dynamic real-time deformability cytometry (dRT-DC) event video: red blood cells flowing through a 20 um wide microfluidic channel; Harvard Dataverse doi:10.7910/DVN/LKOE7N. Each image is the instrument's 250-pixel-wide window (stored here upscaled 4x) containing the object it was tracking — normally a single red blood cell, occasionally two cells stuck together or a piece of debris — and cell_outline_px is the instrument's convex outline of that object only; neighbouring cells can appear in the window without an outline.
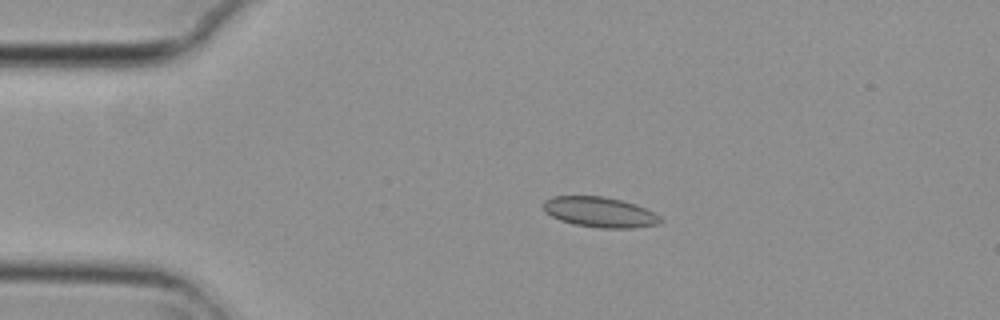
{"species": "common noctule bat (a hibernating species)", "species_latin": "Nyctalus noctula", "temperature_condition": "cold", "stored_images_in_passage": 4, "camera_frame_rate_fps": 3000, "um_per_image_px": 0.085, "animal": {"sex": "female", "body_mass_g": 29.2, "forearm_length_mm": 56.3}, "frame": {"image": 1, "passage_image": 3, "time_ms": 0.667, "image_size_px": [1000, 320], "cell_outline_px": [[664, 220], [660, 224], [636, 228], [600, 228], [572, 224], [560, 220], [544, 212], [544, 200], [552, 196], [604, 196], [636, 204], [660, 216]], "centroid_in_image_um": [50.99, 18.04], "position_along_channel_um": 34.0, "area_um2": 20.81}}